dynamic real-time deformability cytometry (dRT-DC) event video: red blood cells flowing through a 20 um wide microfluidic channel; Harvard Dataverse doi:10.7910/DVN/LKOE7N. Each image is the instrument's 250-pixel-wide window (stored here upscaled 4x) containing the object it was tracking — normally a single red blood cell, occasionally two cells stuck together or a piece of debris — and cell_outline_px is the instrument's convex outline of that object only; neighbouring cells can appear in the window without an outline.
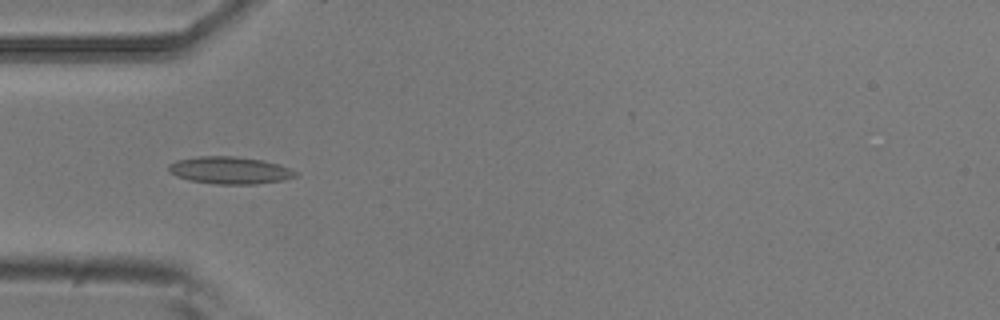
{"species": "common noctule bat (a hibernating species)", "species_latin": "Nyctalus noctula", "temperature_condition": "room temperature", "stored_images_in_passage": 6, "camera_frame_rate_fps": 3000, "um_per_image_px": 0.085, "animal": {"sex": "male", "body_mass_g": 20.5, "forearm_length_mm": 52.5}, "frame": {"image": 1, "passage_image": 4, "time_ms": 1.0, "image_size_px": [1000, 320], "cell_outline_px": [[296, 176], [284, 180], [256, 184], [216, 184], [188, 180], [176, 176], [168, 172], [168, 164], [176, 160], [200, 156], [232, 156], [264, 160], [280, 164], [296, 172]], "centroid_in_image_um": [19.5, 14.47], "position_along_channel_um": 65.5, "area_um2": 20.23}}
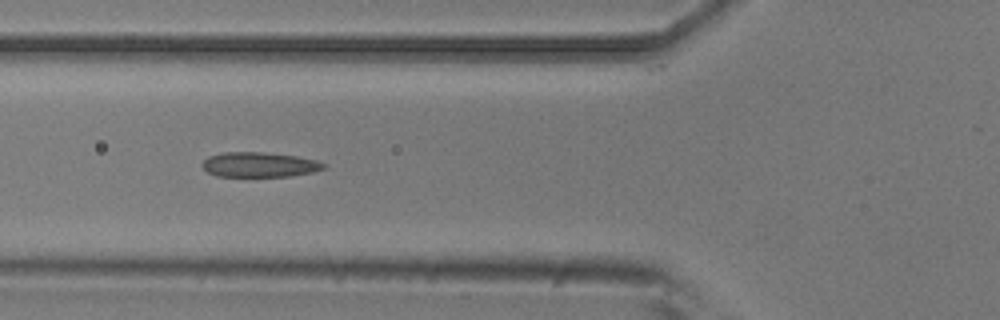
{"frame": {"image": 2, "passage_image": 5, "time_ms": 1.333, "image_size_px": [1000, 320], "cell_outline_px": [[324, 168], [312, 172], [288, 176], [216, 176], [208, 172], [200, 164], [208, 156], [224, 152], [264, 152], [296, 156], [316, 160], [324, 164]], "centroid_in_image_um": [22.0, 13.99], "position_along_channel_um": 103.8, "area_um2": 17.46}}
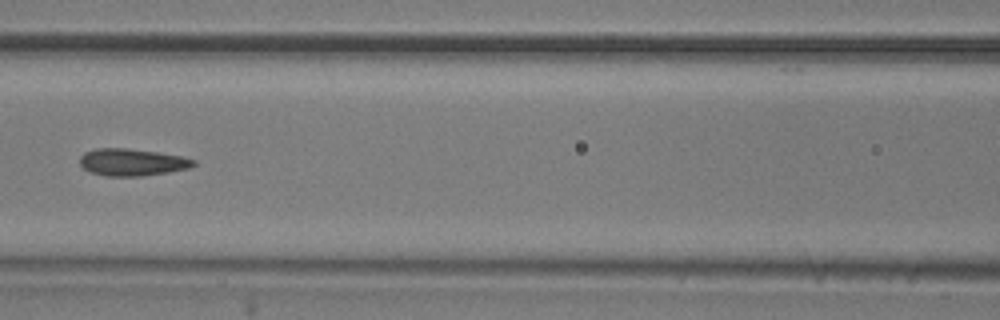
{"frame": {"image": 3, "passage_image": 6, "time_ms": 1.667, "image_size_px": [1000, 320], "cell_outline_px": [[196, 164], [188, 168], [168, 172], [140, 176], [104, 176], [92, 172], [84, 168], [80, 164], [80, 156], [84, 152], [96, 148], [124, 148], [156, 152], [180, 156], [196, 160]], "centroid_in_image_um": [11.2, 13.79], "position_along_channel_um": 155.4, "area_um2": 17.8}}